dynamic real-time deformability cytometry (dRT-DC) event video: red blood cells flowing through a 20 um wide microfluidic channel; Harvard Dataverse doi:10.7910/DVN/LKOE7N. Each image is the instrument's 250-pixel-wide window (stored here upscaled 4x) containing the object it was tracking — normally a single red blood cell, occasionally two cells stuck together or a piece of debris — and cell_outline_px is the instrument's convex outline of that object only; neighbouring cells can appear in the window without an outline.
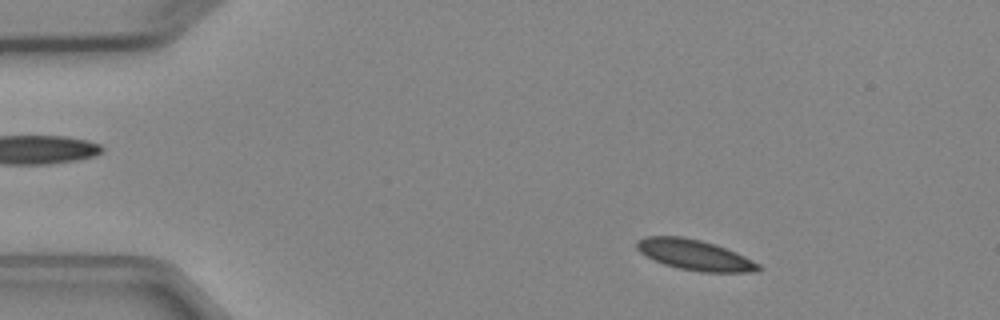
{"species": "Egyptian fruit bat (a non-hibernating species)", "species_latin": "Rousettus aegyptiacus", "temperature_condition": "cold", "stored_images_in_passage": 3, "camera_frame_rate_fps": 3000, "um_per_image_px": 0.085, "animal": {"sex": "female"}, "frame": {"image": 1, "passage_image": 1, "time_ms": 0.0, "image_size_px": [1000, 320], "cell_outline_px": [[764, 268], [760, 272], [700, 272], [680, 268], [664, 264], [640, 252], [636, 248], [636, 240], [644, 236], [684, 236], [716, 244], [736, 252], [760, 264]], "centroid_in_image_um": [59.09, 21.66], "position_along_channel_um": 25.9, "area_um2": 21.73}}